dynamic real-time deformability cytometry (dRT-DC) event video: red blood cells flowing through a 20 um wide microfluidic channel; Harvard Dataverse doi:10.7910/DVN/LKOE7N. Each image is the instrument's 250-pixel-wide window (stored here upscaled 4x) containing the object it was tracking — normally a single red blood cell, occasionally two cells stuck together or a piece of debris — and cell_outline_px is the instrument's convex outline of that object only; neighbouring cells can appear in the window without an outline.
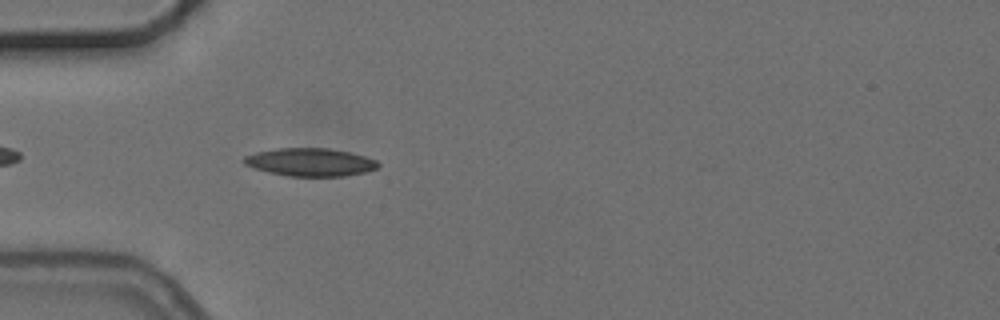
{"species": "common noctule bat (a hibernating species)", "species_latin": "Nyctalus noctula", "temperature_condition": "cold", "stored_images_in_passage": 3, "camera_frame_rate_fps": 3000, "um_per_image_px": 0.085, "animal": {"sex": "female", "body_mass_g": 24.6, "forearm_length_mm": 56.2}, "frame": {"image": 1, "passage_image": 3, "time_ms": 2.333, "image_size_px": [1000, 320], "cell_outline_px": [[380, 164], [376, 168], [364, 172], [344, 176], [288, 176], [268, 172], [252, 168], [244, 164], [240, 160], [244, 156], [256, 152], [276, 148], [328, 148], [348, 152], [364, 156], [376, 160]], "centroid_in_image_um": [26.3, 13.78], "position_along_channel_um": 58.7, "area_um2": 21.91}}